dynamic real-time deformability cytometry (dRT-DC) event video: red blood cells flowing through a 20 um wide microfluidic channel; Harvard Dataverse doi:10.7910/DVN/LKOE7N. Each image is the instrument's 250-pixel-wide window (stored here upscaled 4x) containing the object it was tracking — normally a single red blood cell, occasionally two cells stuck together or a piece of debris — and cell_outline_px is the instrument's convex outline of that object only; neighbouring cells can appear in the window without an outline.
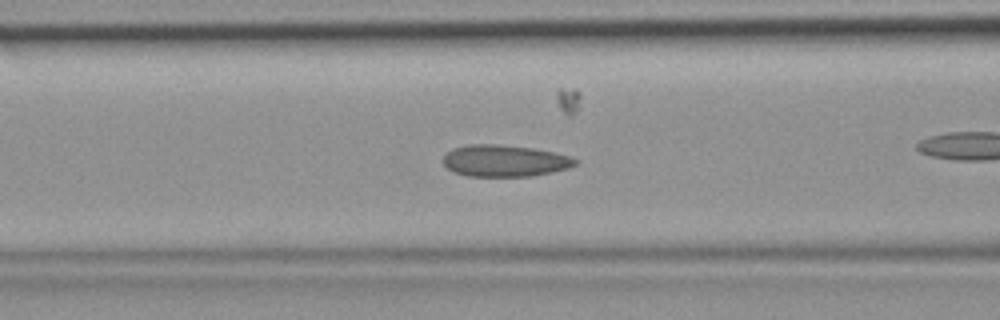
{"species": "common noctule bat (a hibernating species)", "species_latin": "Nyctalus noctula", "temperature_condition": "room temperature", "stored_images_in_passage": 41, "camera_frame_rate_fps": 3000, "um_per_image_px": 0.085, "animal": {"sex": "female", "body_mass_g": 19.9}, "frame": {"image": 1, "passage_image": 18, "time_ms": 5.667, "image_size_px": [1000, 320], "cell_outline_px": [[580, 160], [576, 164], [568, 168], [532, 176], [468, 176], [452, 172], [444, 164], [444, 156], [452, 148], [468, 144], [496, 144], [532, 148], [552, 152], [568, 156]], "centroid_in_image_um": [42.87, 13.66], "position_along_channel_um": 123.7, "area_um2": 24.28}}